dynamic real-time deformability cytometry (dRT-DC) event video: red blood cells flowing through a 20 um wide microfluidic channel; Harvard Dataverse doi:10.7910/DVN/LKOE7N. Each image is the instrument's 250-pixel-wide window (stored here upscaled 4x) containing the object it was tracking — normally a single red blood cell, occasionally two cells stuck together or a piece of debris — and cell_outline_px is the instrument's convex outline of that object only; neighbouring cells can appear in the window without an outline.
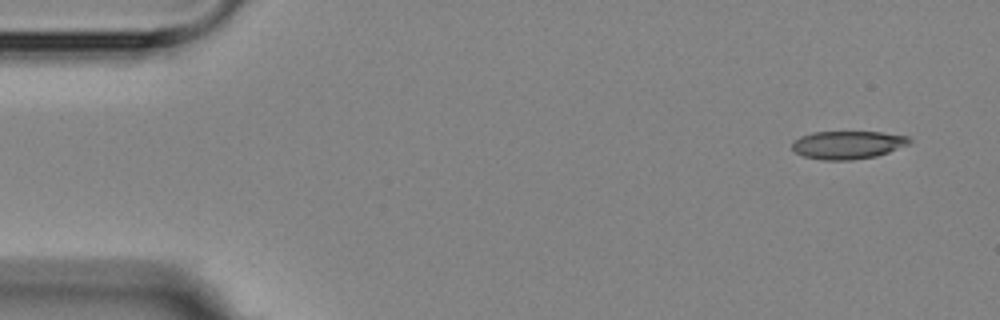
{"species": "Egyptian fruit bat (a non-hibernating species)", "species_latin": "Rousettus aegyptiacus", "temperature_condition": "room temperature", "stored_images_in_passage": 4, "camera_frame_rate_fps": 3000, "um_per_image_px": 0.085, "animal": {"sex": "female"}, "frame": {"image": 1, "passage_image": 1, "time_ms": 0.0, "image_size_px": [1000, 320], "cell_outline_px": [[912, 140], [908, 144], [888, 152], [876, 156], [852, 160], [824, 160], [804, 156], [796, 152], [792, 148], [792, 140], [800, 136], [812, 132], [880, 132], [908, 136]], "centroid_in_image_um": [72.03, 12.31], "position_along_channel_um": 13.0, "area_um2": 19.13}}
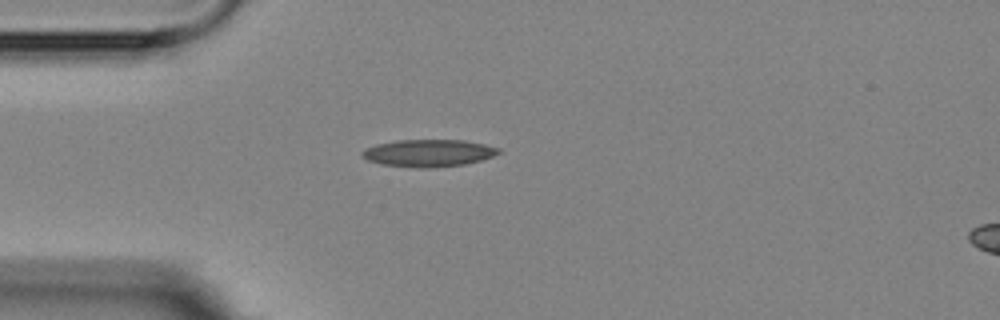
{"frame": {"image": 2, "passage_image": 4, "time_ms": 3.667, "image_size_px": [1000, 320], "cell_outline_px": [[500, 152], [492, 156], [480, 160], [464, 164], [428, 168], [416, 168], [380, 164], [368, 160], [360, 156], [360, 152], [364, 148], [376, 144], [396, 140], [464, 140], [484, 144], [500, 148]], "centroid_in_image_um": [36.36, 13.0], "position_along_channel_um": 48.6, "area_um2": 21.73}}